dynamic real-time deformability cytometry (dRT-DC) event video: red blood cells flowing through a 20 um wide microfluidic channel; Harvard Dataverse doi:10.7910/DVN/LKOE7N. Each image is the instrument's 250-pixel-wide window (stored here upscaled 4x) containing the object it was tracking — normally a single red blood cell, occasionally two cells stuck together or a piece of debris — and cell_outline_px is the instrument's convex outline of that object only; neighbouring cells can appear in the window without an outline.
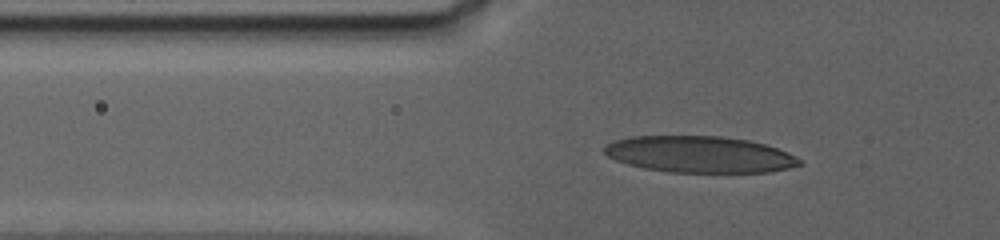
{"species": "human", "species_latin": "Homo sapiens", "temperature_condition": "warm", "stored_images_in_passage": 90, "camera_frame_rate_fps": 3000, "um_per_image_px": 0.085, "donor": {"sex": "female"}, "frame": {"image": 1, "passage_image": 4, "time_ms": 0.333, "image_size_px": [1000, 240], "cell_outline_px": [[800, 164], [788, 168], [768, 172], [668, 172], [644, 168], [628, 164], [616, 160], [608, 156], [604, 152], [604, 148], [608, 144], [616, 140], [632, 136], [720, 136], [748, 140], [764, 144], [788, 152], [796, 156], [800, 160]], "centroid_in_image_um": [59.46, 13.12], "position_along_channel_um": 66.3, "area_um2": 41.21}}
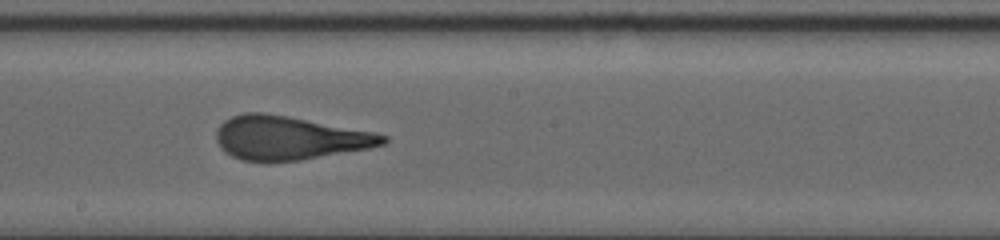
{"frame": {"image": 2, "passage_image": 53, "time_ms": 6.667, "image_size_px": [1000, 240], "cell_outline_px": [[388, 140], [384, 144], [368, 148], [300, 160], [240, 160], [232, 156], [220, 148], [216, 140], [216, 132], [220, 124], [224, 120], [232, 116], [244, 112], [264, 112], [372, 132], [388, 136]], "centroid_in_image_um": [24.53, 11.71], "position_along_channel_um": 223.7, "area_um2": 41.67}}
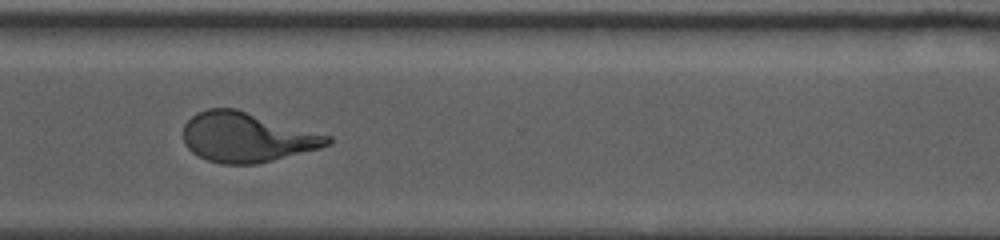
{"frame": {"image": 3, "passage_image": 89, "time_ms": 11.333, "image_size_px": [1000, 240], "cell_outline_px": [[332, 144], [320, 148], [256, 164], [220, 164], [208, 160], [192, 152], [184, 144], [184, 124], [196, 112], [208, 108], [236, 108], [332, 136]], "centroid_in_image_um": [20.98, 11.66], "position_along_channel_um": 349.6, "area_um2": 41.85}}